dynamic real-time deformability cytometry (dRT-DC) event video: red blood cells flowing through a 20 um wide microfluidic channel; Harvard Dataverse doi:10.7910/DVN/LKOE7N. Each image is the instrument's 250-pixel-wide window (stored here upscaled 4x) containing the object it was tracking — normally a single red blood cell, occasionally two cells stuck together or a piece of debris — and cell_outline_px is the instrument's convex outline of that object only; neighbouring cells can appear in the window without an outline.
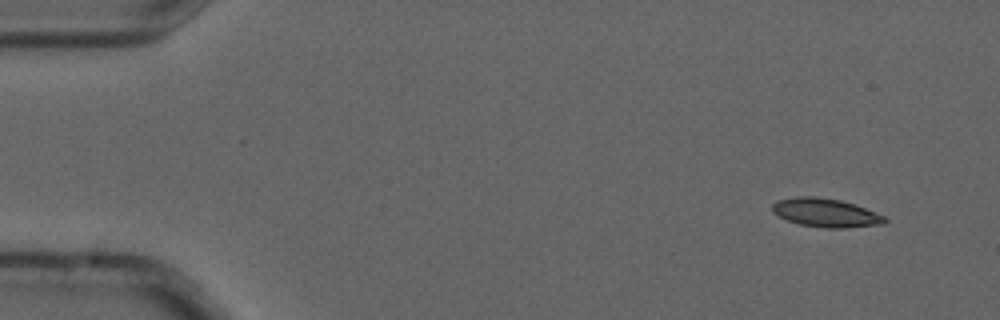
{"species": "common noctule bat (a hibernating species)", "species_latin": "Nyctalus noctula", "temperature_condition": "cold", "stored_images_in_passage": 4, "camera_frame_rate_fps": 3000, "um_per_image_px": 0.085, "animal": {"sex": "male", "forearm_length_mm": 52.5}, "frame": {"image": 1, "passage_image": 1, "time_ms": 0.0, "image_size_px": [1000, 320], "cell_outline_px": [[888, 220], [884, 224], [844, 228], [828, 228], [800, 224], [788, 220], [772, 212], [772, 204], [776, 200], [796, 196], [816, 196], [840, 200], [864, 208], [884, 216]], "centroid_in_image_um": [70.16, 18.08], "position_along_channel_um": 14.8, "area_um2": 18.61}}
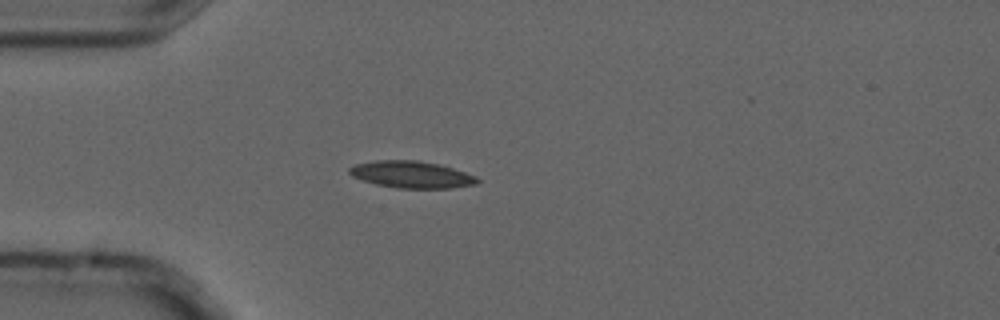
{"frame": {"image": 2, "passage_image": 4, "time_ms": 1.0, "image_size_px": [1000, 320], "cell_outline_px": [[480, 180], [476, 184], [452, 188], [396, 188], [376, 184], [352, 176], [348, 172], [348, 168], [356, 164], [376, 160], [416, 160], [436, 164], [452, 168], [476, 176]], "centroid_in_image_um": [34.97, 14.84], "position_along_channel_um": 50.0, "area_um2": 19.88}}